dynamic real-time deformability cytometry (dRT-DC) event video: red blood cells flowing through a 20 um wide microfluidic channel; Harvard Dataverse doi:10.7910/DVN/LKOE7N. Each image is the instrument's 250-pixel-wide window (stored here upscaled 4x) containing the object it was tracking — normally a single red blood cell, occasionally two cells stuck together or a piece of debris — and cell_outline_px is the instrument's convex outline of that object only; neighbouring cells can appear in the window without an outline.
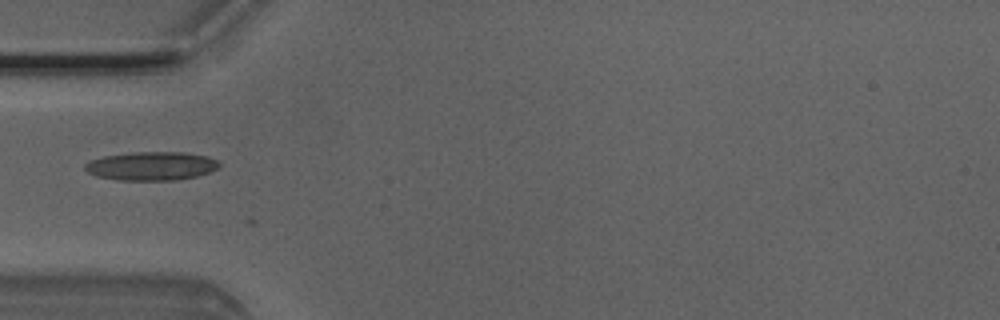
{"species": "Egyptian fruit bat (a non-hibernating species)", "species_latin": "Rousettus aegyptiacus", "temperature_condition": "room temperature", "stored_images_in_passage": 5, "camera_frame_rate_fps": 3000, "um_per_image_px": 0.085, "animal": {"sex": "male"}, "frame": {"image": 1, "passage_image": 5, "time_ms": 1.333, "image_size_px": [1000, 320], "cell_outline_px": [[220, 164], [216, 168], [208, 172], [196, 176], [176, 180], [116, 180], [96, 176], [88, 172], [84, 168], [84, 164], [92, 160], [104, 156], [132, 152], [184, 152], [208, 156], [216, 160]], "centroid_in_image_um": [12.84, 14.11], "position_along_channel_um": 72.2, "area_um2": 22.31}}